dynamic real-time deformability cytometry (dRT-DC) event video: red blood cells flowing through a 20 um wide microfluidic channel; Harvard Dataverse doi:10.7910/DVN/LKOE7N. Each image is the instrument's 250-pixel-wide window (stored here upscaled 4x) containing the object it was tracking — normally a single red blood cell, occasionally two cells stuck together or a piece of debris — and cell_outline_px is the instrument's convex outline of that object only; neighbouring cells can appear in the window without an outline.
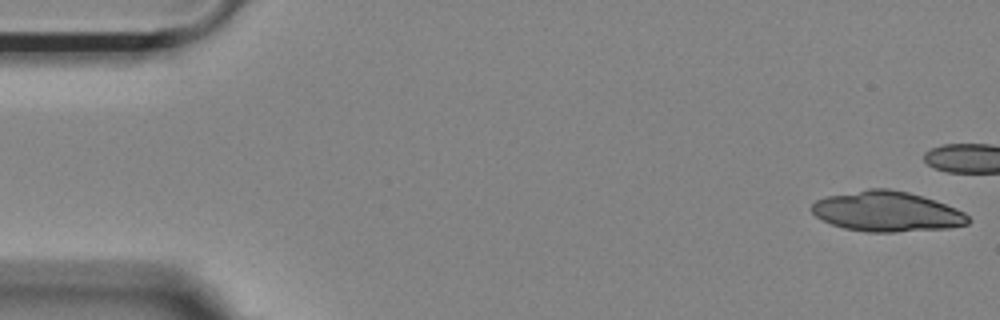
{"species": "Egyptian fruit bat (a non-hibernating species)", "species_latin": "Rousettus aegyptiacus", "temperature_condition": "room temperature", "stored_images_in_passage": 40, "camera_frame_rate_fps": 3000, "um_per_image_px": 0.085, "animal": {"sex": "female"}, "frame": {"image": 1, "passage_image": 1, "time_ms": 0.0, "image_size_px": [1000, 320], "cell_outline_px": [[972, 220], [968, 224], [948, 228], [896, 232], [868, 232], [844, 228], [820, 220], [812, 212], [812, 204], [816, 200], [824, 196], [868, 188], [888, 188], [908, 192], [956, 208], [964, 212]], "centroid_in_image_um": [75.36, 17.98], "position_along_channel_um": 9.6, "area_um2": 36.7}}